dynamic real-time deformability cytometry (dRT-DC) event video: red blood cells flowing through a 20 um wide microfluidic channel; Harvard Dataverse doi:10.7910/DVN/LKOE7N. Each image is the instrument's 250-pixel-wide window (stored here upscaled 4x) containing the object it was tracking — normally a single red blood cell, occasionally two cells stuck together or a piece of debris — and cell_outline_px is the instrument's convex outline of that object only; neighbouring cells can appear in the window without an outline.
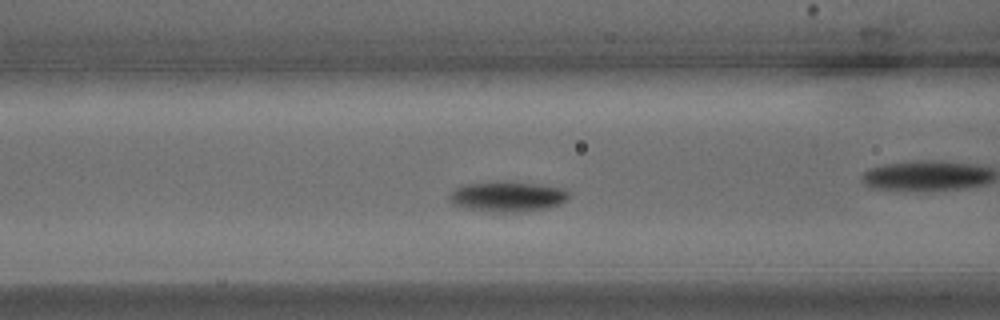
{"species": "common noctule bat (a hibernating species)", "species_latin": "Nyctalus noctula", "temperature_condition": "warm", "stored_images_in_passage": 31, "camera_frame_rate_fps": 3000, "um_per_image_px": 0.085, "animal": {"sex": "male", "body_mass_g": 15.6}, "frame": {"image": 1, "passage_image": 10, "time_ms": 3.0, "image_size_px": [1000, 320], "cell_outline_px": [[568, 200], [560, 204], [548, 208], [516, 212], [492, 212], [468, 208], [452, 204], [448, 196], [456, 188], [464, 184], [496, 180], [504, 180], [536, 184], [564, 188], [568, 192]], "centroid_in_image_um": [43.13, 16.69], "position_along_channel_um": 123.5, "area_um2": 21.33}}
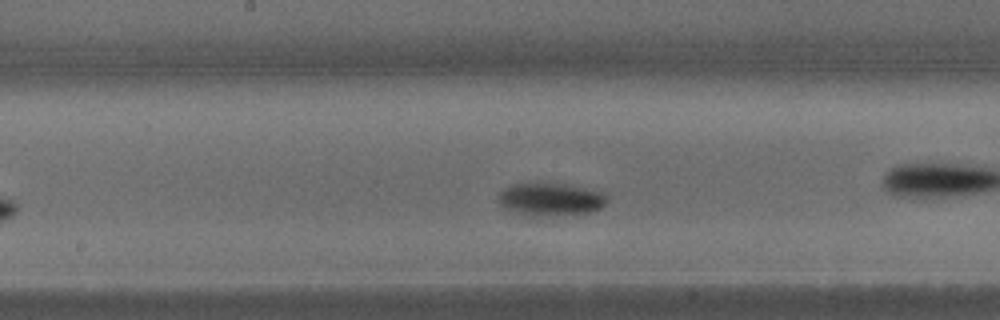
{"frame": {"image": 2, "passage_image": 14, "time_ms": 4.333, "image_size_px": [1000, 320], "cell_outline_px": [[608, 200], [600, 208], [592, 212], [548, 216], [528, 216], [508, 208], [500, 204], [500, 192], [504, 188], [516, 184], [564, 184], [584, 188], [600, 192]], "centroid_in_image_um": [46.82, 16.96], "position_along_channel_um": 201.4, "area_um2": 20.11}}